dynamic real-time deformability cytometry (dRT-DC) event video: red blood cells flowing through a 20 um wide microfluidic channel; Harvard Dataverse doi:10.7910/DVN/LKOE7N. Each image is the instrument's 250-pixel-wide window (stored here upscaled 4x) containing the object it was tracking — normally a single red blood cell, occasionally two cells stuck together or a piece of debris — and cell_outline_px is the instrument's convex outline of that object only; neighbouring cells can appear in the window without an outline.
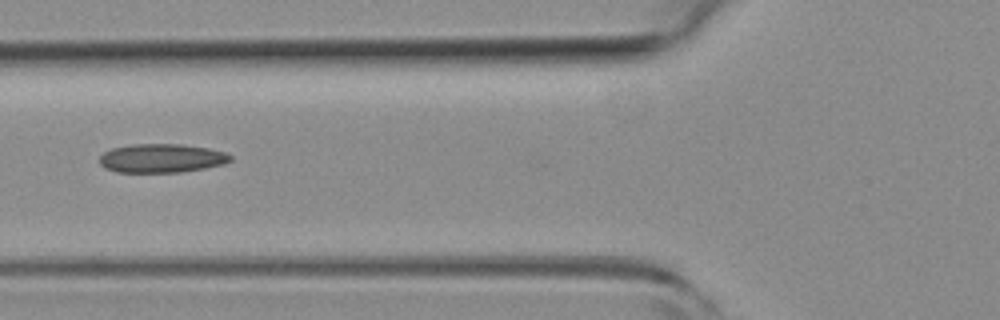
{"species": "common noctule bat (a hibernating species)", "species_latin": "Nyctalus noctula", "temperature_condition": "room temperature", "stored_images_in_passage": 3, "camera_frame_rate_fps": 3000, "um_per_image_px": 0.085, "animal": {"sex": "female", "body_mass_g": 19.3, "forearm_length_mm": 54.1}, "frame": {"image": 1, "passage_image": 3, "time_ms": 0.667, "image_size_px": [1000, 320], "cell_outline_px": [[232, 160], [224, 164], [204, 168], [180, 172], [116, 172], [104, 168], [100, 164], [100, 156], [104, 152], [112, 148], [132, 144], [180, 144], [208, 148], [224, 152], [232, 156]], "centroid_in_image_um": [13.72, 13.45], "position_along_channel_um": 112.1, "area_um2": 21.96}}